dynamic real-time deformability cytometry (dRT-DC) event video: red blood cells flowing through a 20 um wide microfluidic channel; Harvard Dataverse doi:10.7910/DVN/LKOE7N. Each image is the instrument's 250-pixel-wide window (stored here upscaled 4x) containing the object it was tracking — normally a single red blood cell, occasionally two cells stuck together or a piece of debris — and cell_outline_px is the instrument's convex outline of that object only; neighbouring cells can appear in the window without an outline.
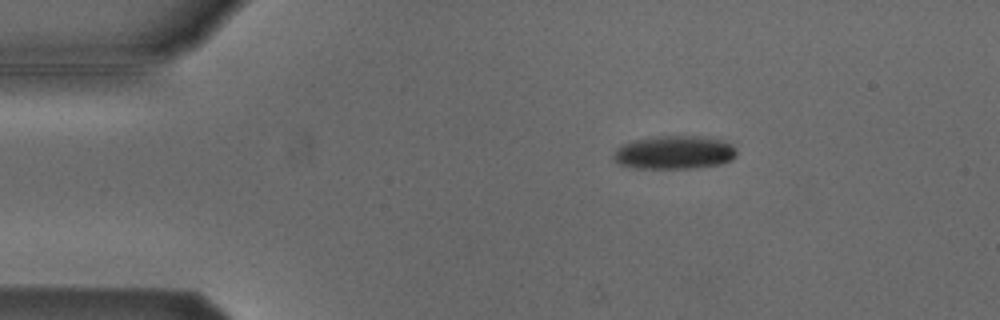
{"species": "Egyptian fruit bat (a non-hibernating species)", "species_latin": "Rousettus aegyptiacus", "temperature_condition": "cold", "stored_images_in_passage": 5, "camera_frame_rate_fps": 3000, "um_per_image_px": 0.085, "animal": {"sex": "male"}, "frame": {"image": 1, "passage_image": 2, "time_ms": 0.333, "image_size_px": [1000, 320], "cell_outline_px": [[736, 156], [732, 160], [720, 164], [696, 168], [632, 168], [616, 164], [612, 160], [612, 152], [616, 148], [632, 140], [656, 136], [692, 136], [724, 140], [732, 144], [736, 148]], "centroid_in_image_um": [57.27, 12.97], "position_along_channel_um": 27.7, "area_um2": 24.33}}
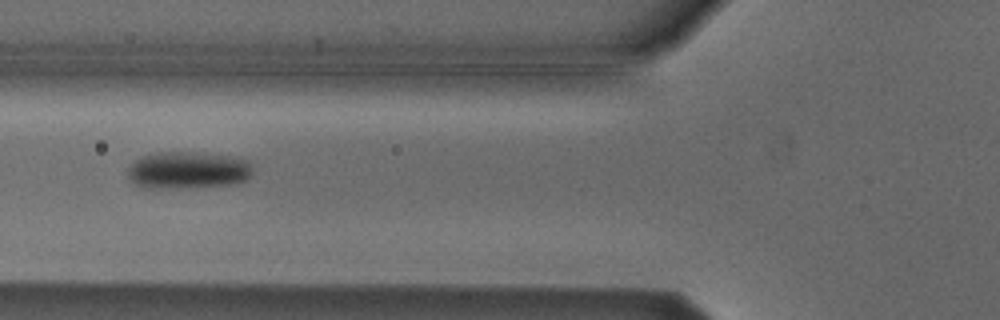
{"frame": {"image": 2, "passage_image": 5, "time_ms": 1.333, "image_size_px": [1000, 320], "cell_outline_px": [[252, 172], [248, 180], [236, 184], [156, 188], [144, 188], [136, 184], [128, 176], [128, 168], [136, 160], [144, 156], [160, 152], [192, 152], [228, 156], [248, 160]], "centroid_in_image_um": [15.99, 14.46], "position_along_channel_um": 109.8, "area_um2": 26.59}}